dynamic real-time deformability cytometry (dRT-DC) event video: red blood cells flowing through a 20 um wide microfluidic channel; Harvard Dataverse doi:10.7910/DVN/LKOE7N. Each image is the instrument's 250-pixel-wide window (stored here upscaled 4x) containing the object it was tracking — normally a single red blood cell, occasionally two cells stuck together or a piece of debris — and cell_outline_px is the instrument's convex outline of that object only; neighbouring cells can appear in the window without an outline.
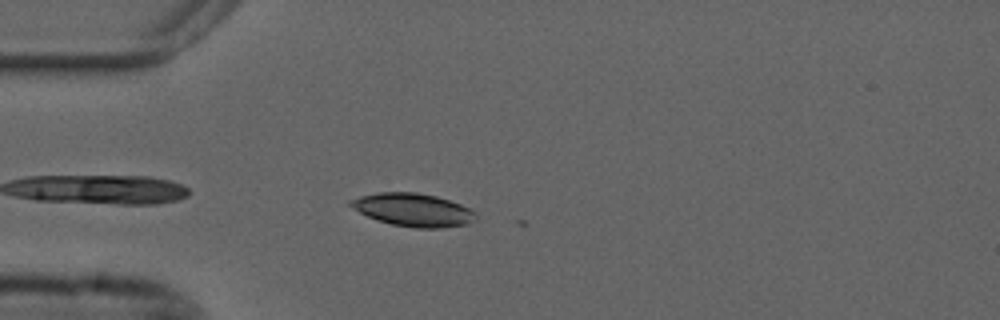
{"species": "common noctule bat (a hibernating species)", "species_latin": "Nyctalus noctula", "temperature_condition": "cold", "stored_images_in_passage": 2, "camera_frame_rate_fps": 3000, "um_per_image_px": 0.085, "animal": {"sex": "male", "forearm_length_mm": 52.5}, "frame": {"image": 1, "passage_image": 1, "time_ms": 0.0, "image_size_px": [1000, 320], "cell_outline_px": [[476, 220], [468, 224], [440, 228], [416, 228], [392, 224], [368, 216], [344, 204], [348, 200], [360, 196], [376, 192], [416, 192], [436, 196], [460, 204], [476, 212]], "centroid_in_image_um": [35.09, 17.83], "position_along_channel_um": 49.9, "area_um2": 24.16}}